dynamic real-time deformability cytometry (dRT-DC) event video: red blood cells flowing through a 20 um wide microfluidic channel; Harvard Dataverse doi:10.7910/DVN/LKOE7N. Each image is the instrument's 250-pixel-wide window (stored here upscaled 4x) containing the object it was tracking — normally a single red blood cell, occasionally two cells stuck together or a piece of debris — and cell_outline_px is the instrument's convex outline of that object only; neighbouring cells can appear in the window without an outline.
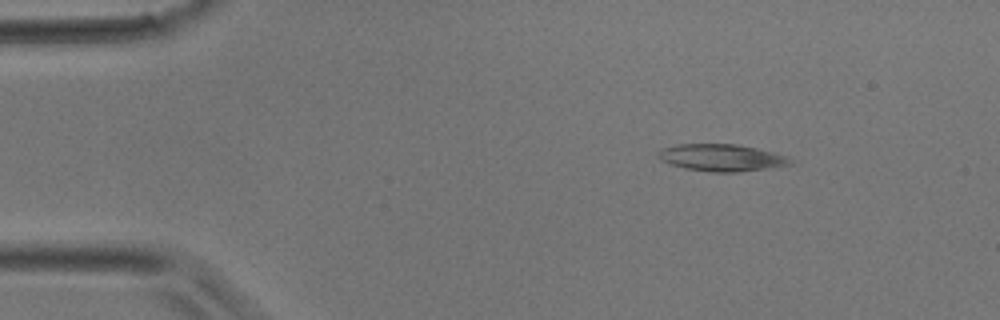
{"species": "common noctule bat (a hibernating species)", "species_latin": "Nyctalus noctula", "temperature_condition": "room temperature", "stored_images_in_passage": 35, "camera_frame_rate_fps": 3000, "um_per_image_px": 0.085, "animal": {"sex": "male", "body_mass_g": 17.9}, "frame": {"image": 1, "passage_image": 1, "time_ms": 0.0, "image_size_px": [1000, 320], "cell_outline_px": [[792, 164], [768, 168], [740, 172], [712, 172], [684, 168], [660, 160], [656, 156], [656, 152], [660, 148], [680, 144], [736, 144], [756, 148], [772, 152], [784, 156]], "centroid_in_image_um": [61.24, 13.4], "position_along_channel_um": 23.8, "area_um2": 20.63}}
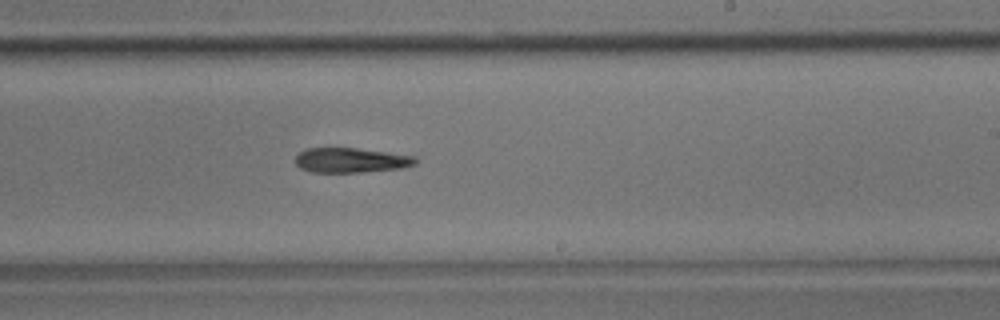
{"frame": {"image": 2, "passage_image": 19, "time_ms": 6.0, "image_size_px": [1000, 320], "cell_outline_px": [[416, 164], [400, 168], [360, 172], [312, 172], [300, 168], [296, 164], [296, 156], [300, 152], [308, 148], [356, 148], [388, 152], [416, 156]], "centroid_in_image_um": [29.83, 13.61], "position_along_channel_um": 259.2, "area_um2": 17.22}}
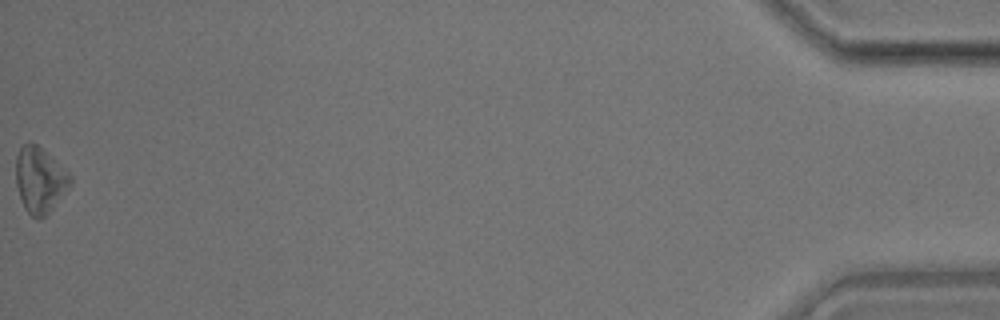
{"frame": {"image": 3, "passage_image": 35, "time_ms": 11.333, "image_size_px": [1000, 320], "cell_outline_px": [[72, 184], [52, 208], [40, 220], [36, 220], [24, 208], [16, 184], [16, 156], [20, 148], [28, 140], [36, 144], [68, 172], [72, 176]], "centroid_in_image_um": [3.37, 15.3], "position_along_channel_um": 431.8, "area_um2": 20.63}}